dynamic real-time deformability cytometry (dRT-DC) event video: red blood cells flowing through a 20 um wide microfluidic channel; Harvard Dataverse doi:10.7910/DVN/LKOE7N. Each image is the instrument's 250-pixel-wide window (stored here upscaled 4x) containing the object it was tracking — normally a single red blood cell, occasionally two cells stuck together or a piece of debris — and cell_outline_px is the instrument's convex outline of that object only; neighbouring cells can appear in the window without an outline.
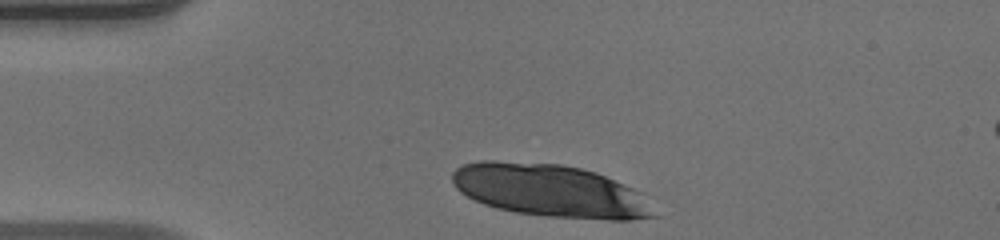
{"species": "human", "species_latin": "Homo sapiens", "temperature_condition": "warm", "stored_images_in_passage": 30, "camera_frame_rate_fps": 3000, "um_per_image_px": 0.085, "donor": {"sex": "male"}, "frame": {"image": 1, "passage_image": 1, "time_ms": 0.0, "image_size_px": [1000, 240], "cell_outline_px": [[660, 216], [628, 220], [608, 220], [544, 216], [516, 212], [496, 208], [484, 204], [460, 192], [452, 184], [452, 172], [456, 168], [464, 164], [480, 160], [492, 160], [560, 164], [580, 168], [596, 172], [632, 188], [640, 192]], "centroid_in_image_um": [46.77, 16.21], "position_along_channel_um": 38.2, "area_um2": 62.08}}